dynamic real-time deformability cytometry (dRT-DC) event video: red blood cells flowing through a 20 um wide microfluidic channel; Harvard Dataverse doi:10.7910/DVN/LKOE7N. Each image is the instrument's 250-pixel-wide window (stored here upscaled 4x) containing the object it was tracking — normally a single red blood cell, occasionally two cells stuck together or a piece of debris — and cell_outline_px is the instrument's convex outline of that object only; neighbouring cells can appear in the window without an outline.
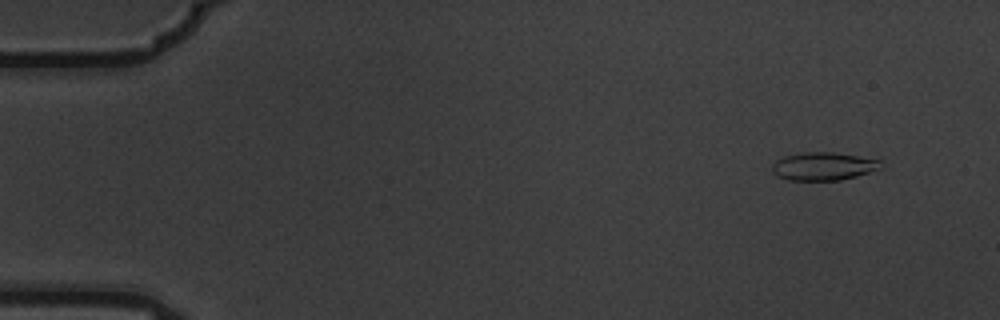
{"species": "common noctule bat (a hibernating species)", "species_latin": "Nyctalus noctula", "temperature_condition": "warm", "stored_images_in_passage": 7, "camera_frame_rate_fps": 3000, "um_per_image_px": 0.085, "animal": {"sex": "male", "body_mass_g": 19.5, "forearm_length_mm": 54.6}, "frame": {"image": 1, "passage_image": 1, "time_ms": 0.0, "image_size_px": [1000, 320], "cell_outline_px": [[880, 168], [856, 176], [840, 180], [788, 180], [776, 176], [772, 172], [772, 164], [776, 160], [784, 156], [804, 152], [832, 152], [880, 160]], "centroid_in_image_um": [69.91, 14.14], "position_along_channel_um": 15.1, "area_um2": 17.57}}
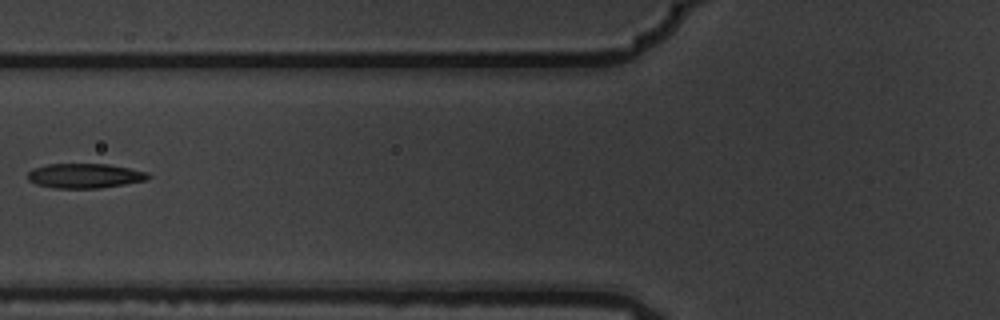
{"frame": {"image": 2, "passage_image": 6, "time_ms": 1.667, "image_size_px": [1000, 320], "cell_outline_px": [[152, 176], [148, 180], [100, 188], [56, 188], [36, 184], [28, 180], [28, 172], [32, 168], [48, 164], [108, 164], [148, 172]], "centroid_in_image_um": [7.22, 14.94], "position_along_channel_um": 118.6, "area_um2": 17.34}}
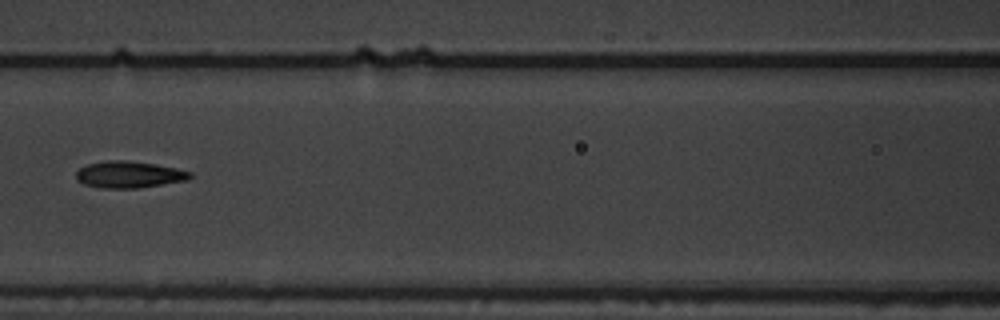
{"frame": {"image": 3, "passage_image": 7, "time_ms": 2.0, "image_size_px": [1000, 320], "cell_outline_px": [[192, 176], [188, 180], [140, 188], [100, 188], [84, 184], [76, 180], [76, 172], [80, 168], [88, 164], [104, 160], [124, 160], [156, 164], [176, 168], [192, 172]], "centroid_in_image_um": [10.97, 14.84], "position_along_channel_um": 155.6, "area_um2": 17.86}}